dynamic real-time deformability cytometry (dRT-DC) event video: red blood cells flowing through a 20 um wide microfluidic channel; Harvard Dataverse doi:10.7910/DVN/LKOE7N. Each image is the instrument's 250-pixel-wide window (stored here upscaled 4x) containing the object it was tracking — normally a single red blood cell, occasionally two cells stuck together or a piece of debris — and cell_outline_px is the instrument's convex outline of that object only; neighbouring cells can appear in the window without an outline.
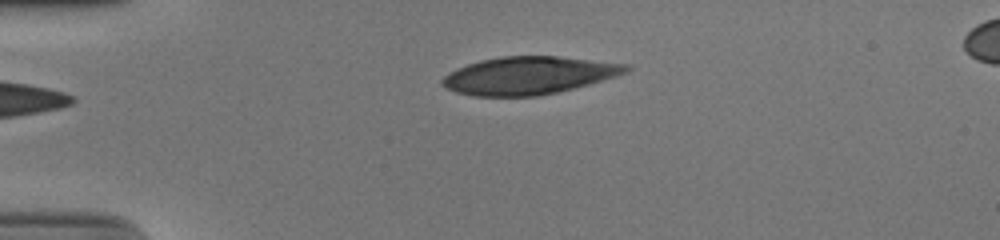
{"species": "human", "species_latin": "Homo sapiens", "temperature_condition": "cold", "stored_images_in_passage": 34, "camera_frame_rate_fps": 3000, "um_per_image_px": 0.085, "donor": {"sex": "male"}, "frame": {"image": 1, "passage_image": 1, "time_ms": 0.0, "image_size_px": [1000, 240], "cell_outline_px": [[628, 68], [624, 72], [588, 84], [556, 92], [536, 96], [472, 96], [456, 92], [448, 88], [440, 80], [444, 76], [468, 64], [480, 60], [500, 56], [556, 56], [624, 64]], "centroid_in_image_um": [44.85, 6.42], "position_along_channel_um": 40.1, "area_um2": 39.36}}
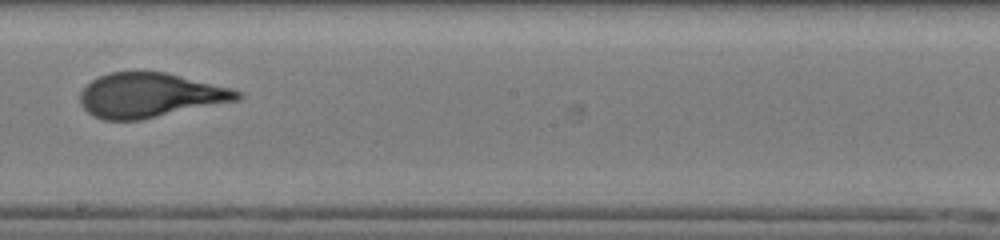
{"frame": {"image": 2, "passage_image": 19, "time_ms": 6.0, "image_size_px": [1000, 240], "cell_outline_px": [[244, 96], [236, 100], [140, 120], [104, 120], [92, 116], [80, 104], [80, 92], [92, 80], [108, 72], [164, 72], [244, 92]], "centroid_in_image_um": [12.69, 8.1], "position_along_channel_um": 235.5, "area_um2": 40.17}}
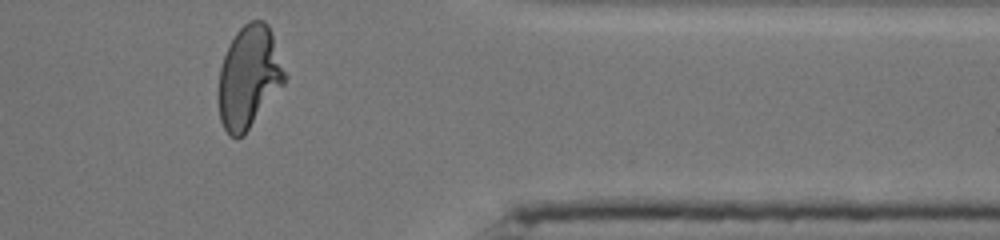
{"frame": {"image": 3, "passage_image": 32, "time_ms": 10.333, "image_size_px": [1000, 240], "cell_outline_px": [[288, 76], [284, 84], [244, 136], [236, 140], [224, 128], [220, 120], [220, 68], [224, 56], [236, 32], [244, 24], [252, 20], [264, 20], [268, 24], [272, 32]], "centroid_in_image_um": [21.21, 6.55], "position_along_channel_um": 390.2, "area_um2": 39.36}, "authors_computed_cell_mechanics": {"area_um2": 40.7779, "velocity_mm_per_s": 3.9058, "shape_relaxation_time_tau1_ms": 4.5527, "shape_relaxation_time_tau2_ms": 0.7437, "deformation_change_tau1": 0.2193, "deformation_change_tau2": 0.0758}}